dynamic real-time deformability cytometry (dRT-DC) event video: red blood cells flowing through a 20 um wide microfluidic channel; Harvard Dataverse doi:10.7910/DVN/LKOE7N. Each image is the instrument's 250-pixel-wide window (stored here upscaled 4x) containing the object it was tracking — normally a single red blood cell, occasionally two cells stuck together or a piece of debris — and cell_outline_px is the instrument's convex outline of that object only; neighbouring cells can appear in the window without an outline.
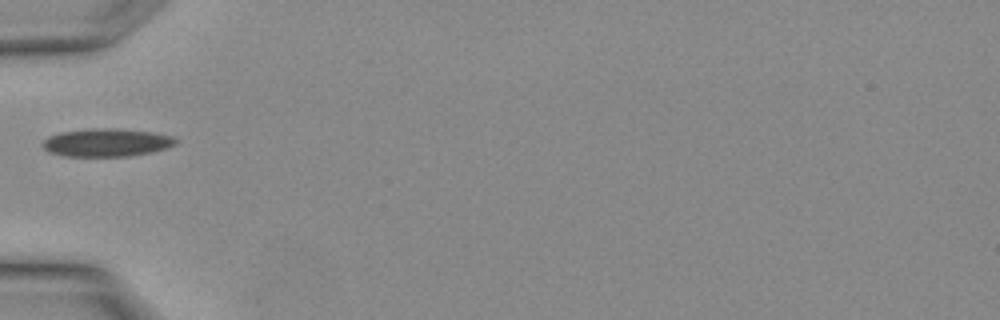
{"species": "Egyptian fruit bat (a non-hibernating species)", "species_latin": "Rousettus aegyptiacus", "temperature_condition": "warm", "stored_images_in_passage": 3, "camera_frame_rate_fps": 3000, "um_per_image_px": 0.085, "animal": {"sex": "female"}, "frame": {"image": 1, "passage_image": 3, "time_ms": 0.667, "image_size_px": [1000, 320], "cell_outline_px": [[180, 140], [176, 144], [168, 148], [152, 152], [128, 156], [64, 156], [48, 152], [40, 144], [48, 136], [60, 132], [96, 128], [148, 132], [172, 136]], "centroid_in_image_um": [9.04, 12.13], "position_along_channel_um": 76.0, "area_um2": 21.5}}